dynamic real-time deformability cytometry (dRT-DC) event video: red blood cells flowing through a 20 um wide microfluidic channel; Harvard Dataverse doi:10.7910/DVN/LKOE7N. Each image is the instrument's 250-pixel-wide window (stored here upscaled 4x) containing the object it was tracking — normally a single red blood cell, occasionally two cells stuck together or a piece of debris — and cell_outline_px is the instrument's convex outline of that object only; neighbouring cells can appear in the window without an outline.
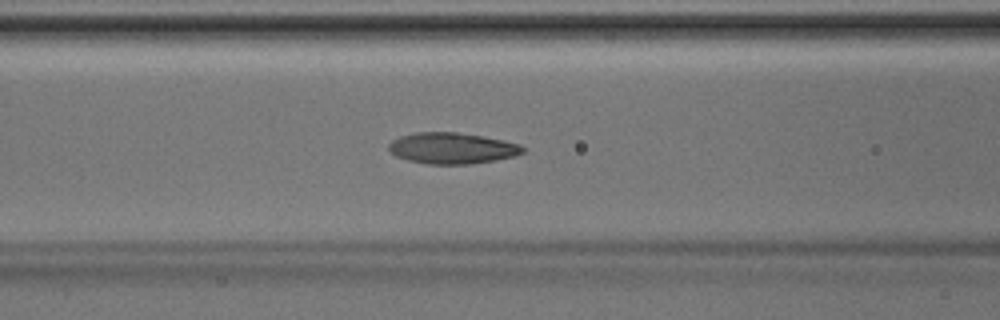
{"species": "Egyptian fruit bat (a non-hibernating species)", "species_latin": "Rousettus aegyptiacus", "temperature_condition": "room temperature", "stored_images_in_passage": 44, "camera_frame_rate_fps": 3000, "um_per_image_px": 0.085, "animal": {"sex": "male"}, "frame": {"image": 1, "passage_image": 18, "time_ms": 5.667, "image_size_px": [1000, 320], "cell_outline_px": [[524, 152], [516, 156], [496, 160], [468, 164], [428, 164], [408, 160], [396, 156], [388, 148], [388, 144], [392, 140], [400, 136], [416, 132], [456, 132], [484, 136], [504, 140], [520, 144], [524, 148]], "centroid_in_image_um": [38.44, 12.59], "position_along_channel_um": 128.2, "area_um2": 24.39}}
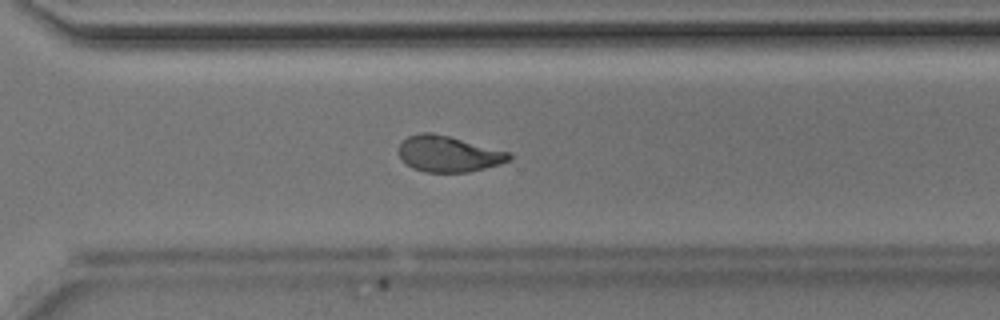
{"frame": {"image": 2, "passage_image": 32, "time_ms": 10.333, "image_size_px": [1000, 320], "cell_outline_px": [[512, 160], [500, 164], [468, 172], [424, 172], [412, 168], [400, 156], [400, 144], [408, 136], [420, 132], [432, 132], [512, 152]], "centroid_in_image_um": [38.17, 13.08], "position_along_channel_um": 332.4, "area_um2": 23.12}}
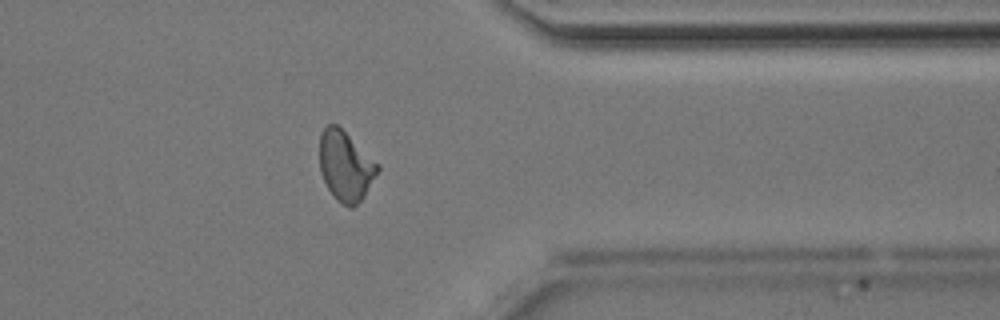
{"frame": {"image": 3, "passage_image": 36, "time_ms": 11.667, "image_size_px": [1000, 320], "cell_outline_px": [[380, 168], [364, 196], [352, 208], [348, 208], [336, 200], [332, 196], [320, 172], [320, 132], [328, 124], [336, 124], [380, 164]], "centroid_in_image_um": [29.37, 14.12], "position_along_channel_um": 382.0, "area_um2": 23.58}}